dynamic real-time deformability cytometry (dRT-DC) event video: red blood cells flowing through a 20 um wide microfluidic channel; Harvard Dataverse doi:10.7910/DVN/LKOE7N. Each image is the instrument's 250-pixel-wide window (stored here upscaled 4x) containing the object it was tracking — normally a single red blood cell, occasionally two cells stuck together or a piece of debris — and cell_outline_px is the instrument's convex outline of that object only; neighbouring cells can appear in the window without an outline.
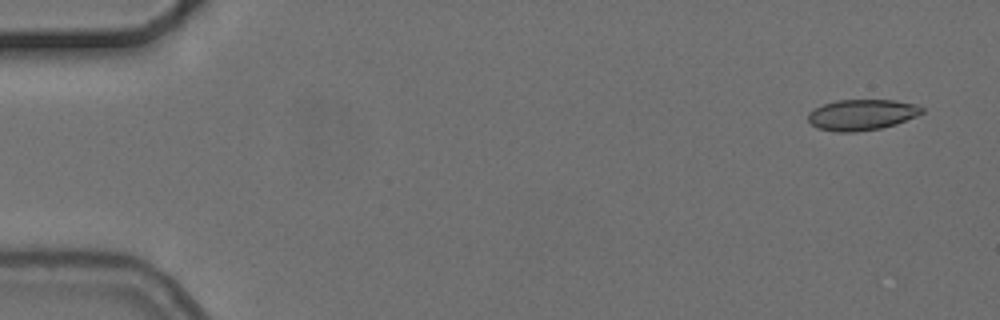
{"species": "common noctule bat (a hibernating species)", "species_latin": "Nyctalus noctula", "temperature_condition": "cold", "stored_images_in_passage": 5, "camera_frame_rate_fps": 3000, "um_per_image_px": 0.085, "animal": {"sex": "female", "body_mass_g": 24.6, "forearm_length_mm": 56.2}, "frame": {"image": 1, "passage_image": 1, "time_ms": 0.0, "image_size_px": [1000, 320], "cell_outline_px": [[924, 112], [916, 116], [896, 124], [880, 128], [856, 132], [836, 132], [816, 128], [808, 120], [808, 112], [824, 104], [836, 100], [896, 100], [916, 104], [924, 108]], "centroid_in_image_um": [73.26, 9.75], "position_along_channel_um": 11.7, "area_um2": 20.52}}
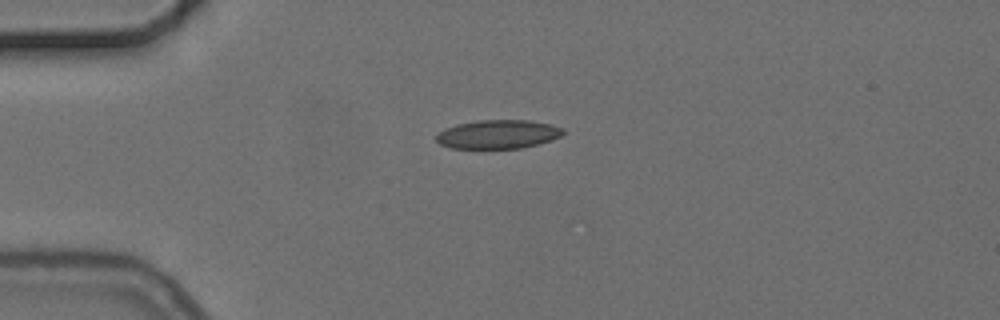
{"frame": {"image": 2, "passage_image": 4, "time_ms": 3.667, "image_size_px": [1000, 320], "cell_outline_px": [[564, 132], [560, 136], [552, 140], [520, 148], [452, 148], [440, 144], [436, 140], [436, 136], [444, 128], [456, 124], [480, 120], [528, 120], [552, 124], [564, 128]], "centroid_in_image_um": [42.34, 11.4], "position_along_channel_um": 42.7, "area_um2": 21.21}}